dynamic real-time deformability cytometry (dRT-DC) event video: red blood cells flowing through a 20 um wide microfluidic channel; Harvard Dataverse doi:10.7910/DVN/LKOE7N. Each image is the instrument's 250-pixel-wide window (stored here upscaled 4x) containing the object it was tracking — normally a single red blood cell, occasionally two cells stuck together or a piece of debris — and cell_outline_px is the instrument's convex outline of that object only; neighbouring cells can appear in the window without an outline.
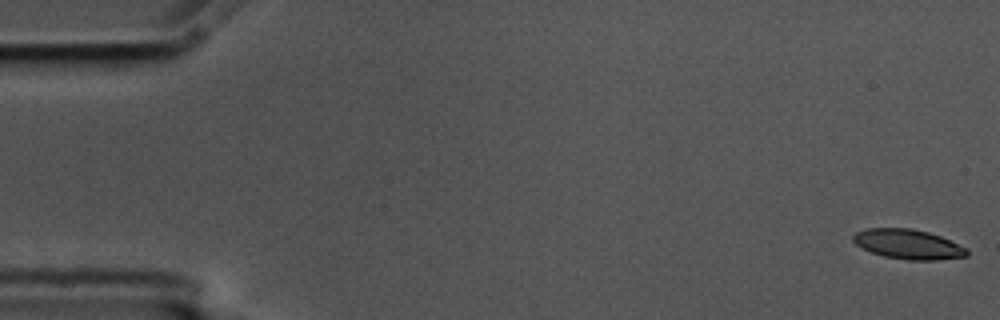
{"species": "common noctule bat (a hibernating species)", "species_latin": "Nyctalus noctula", "temperature_condition": "cold", "stored_images_in_passage": 52, "camera_frame_rate_fps": 3000, "um_per_image_px": 0.085, "animal": {"sex": "male", "body_mass_g": 17.5, "forearm_length_mm": 52.3}, "frame": {"image": 1, "passage_image": 1, "time_ms": 0.0, "image_size_px": [1000, 320], "cell_outline_px": [[968, 256], [936, 260], [908, 260], [884, 256], [872, 252], [856, 244], [852, 240], [852, 236], [856, 232], [864, 228], [912, 228], [928, 232], [940, 236], [968, 248]], "centroid_in_image_um": [77.2, 20.75], "position_along_channel_um": 7.8, "area_um2": 19.71}}
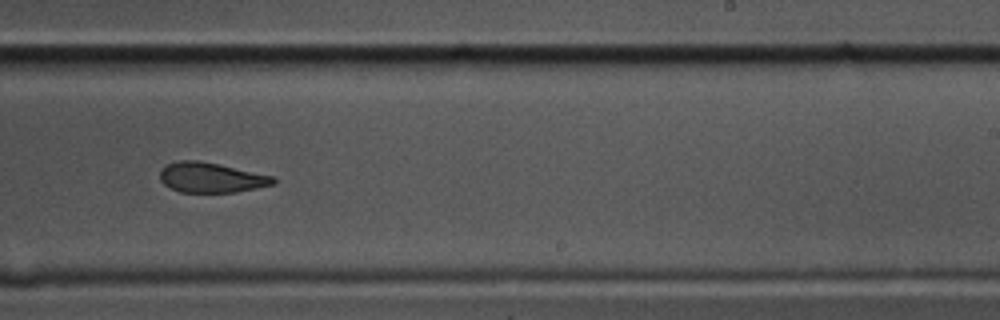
{"frame": {"image": 2, "passage_image": 35, "time_ms": 11.333, "image_size_px": [1000, 320], "cell_outline_px": [[276, 184], [236, 192], [180, 192], [164, 184], [160, 180], [160, 172], [168, 164], [176, 160], [196, 160], [216, 164], [272, 176], [276, 180]], "centroid_in_image_um": [17.93, 15.1], "position_along_channel_um": 271.1, "area_um2": 19.48}}
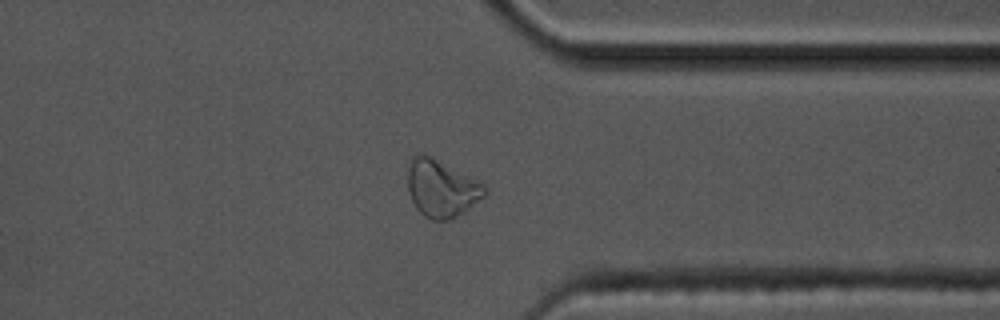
{"frame": {"image": 3, "passage_image": 44, "time_ms": 14.333, "image_size_px": [1000, 320], "cell_outline_px": [[488, 192], [484, 196], [464, 212], [448, 220], [432, 220], [424, 216], [416, 208], [412, 200], [408, 188], [408, 168], [412, 156], [416, 152], [424, 152], [484, 184], [488, 188]], "centroid_in_image_um": [37.51, 15.99], "position_along_channel_um": 373.9, "area_um2": 25.72}, "authors_computed_cell_mechanics": {"area_um2": 20.9236, "velocity_mm_per_s": 3.5449, "shape_relaxation_time_tau1_ms": null, "shape_relaxation_time_tau2_ms": 4.0712, "deformation_change_tau1": null, "deformation_change_tau2": 0.1118}}